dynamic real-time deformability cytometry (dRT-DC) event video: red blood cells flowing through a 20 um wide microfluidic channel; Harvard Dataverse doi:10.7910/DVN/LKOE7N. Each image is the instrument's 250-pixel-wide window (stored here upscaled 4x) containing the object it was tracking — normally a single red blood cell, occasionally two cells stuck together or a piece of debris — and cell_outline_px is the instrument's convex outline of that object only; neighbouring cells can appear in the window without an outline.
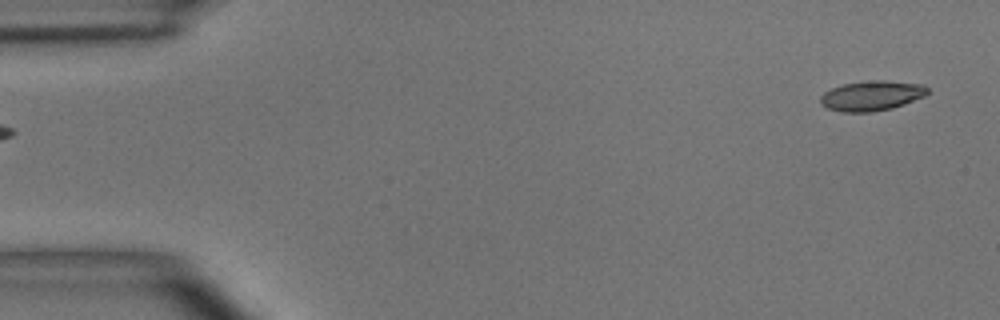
{"species": "common noctule bat (a hibernating species)", "species_latin": "Nyctalus noctula", "temperature_condition": "room temperature", "stored_images_in_passage": 4, "camera_frame_rate_fps": 3000, "um_per_image_px": 0.085, "animal": {"sex": "male", "body_mass_g": 15.6}, "frame": {"image": 1, "passage_image": 1, "time_ms": 0.0, "image_size_px": [1000, 320], "cell_outline_px": [[928, 92], [924, 96], [904, 104], [892, 108], [872, 112], [844, 112], [828, 108], [820, 104], [820, 96], [824, 92], [832, 88], [844, 84], [876, 80], [884, 80], [924, 84], [928, 88]], "centroid_in_image_um": [74.1, 8.14], "position_along_channel_um": 10.9, "area_um2": 18.61}}